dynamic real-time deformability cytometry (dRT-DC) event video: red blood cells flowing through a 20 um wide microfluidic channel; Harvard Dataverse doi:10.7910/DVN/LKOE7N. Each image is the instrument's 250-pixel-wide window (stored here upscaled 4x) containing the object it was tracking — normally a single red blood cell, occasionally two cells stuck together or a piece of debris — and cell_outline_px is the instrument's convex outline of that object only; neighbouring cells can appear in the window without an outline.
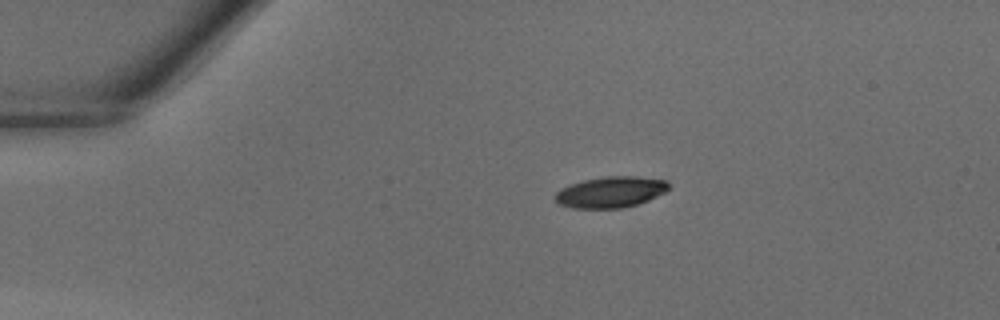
{"species": "common noctule bat (a hibernating species)", "species_latin": "Nyctalus noctula", "temperature_condition": "warm", "stored_images_in_passage": 33, "camera_frame_rate_fps": 3000, "um_per_image_px": 0.085, "animal": {"sex": "male", "body_mass_g": 18.8}, "frame": {"image": 1, "passage_image": 1, "time_ms": 0.0, "image_size_px": [1000, 320], "cell_outline_px": [[668, 188], [664, 192], [648, 200], [636, 204], [620, 208], [572, 208], [560, 204], [552, 196], [560, 188], [584, 180], [604, 176], [636, 176], [668, 180]], "centroid_in_image_um": [51.88, 16.32], "position_along_channel_um": 33.1, "area_um2": 20.46}}
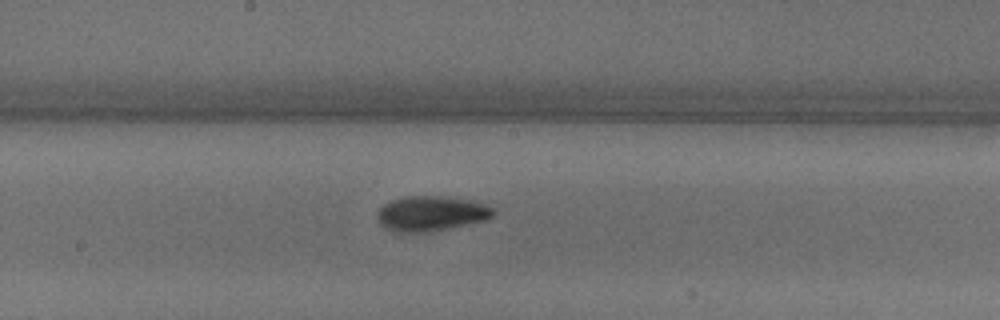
{"frame": {"image": 2, "passage_image": 15, "time_ms": 4.667, "image_size_px": [1000, 320], "cell_outline_px": [[496, 212], [492, 216], [484, 220], [428, 232], [396, 232], [384, 228], [380, 224], [376, 216], [380, 208], [384, 204], [392, 200], [404, 196], [444, 196], [472, 200], [484, 204], [492, 208]], "centroid_in_image_um": [36.61, 18.14], "position_along_channel_um": 211.6, "area_um2": 23.58}}
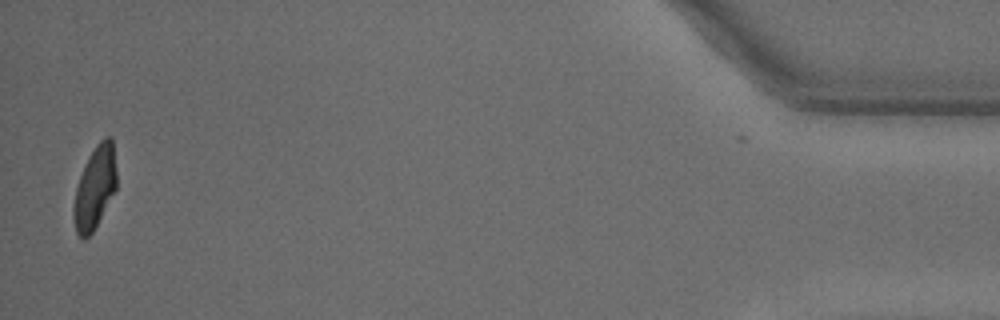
{"frame": {"image": 3, "passage_image": 33, "time_ms": 10.667, "image_size_px": [1000, 320], "cell_outline_px": [[116, 188], [92, 232], [84, 240], [76, 232], [72, 208], [76, 188], [80, 176], [88, 156], [96, 144], [104, 136], [112, 136], [116, 168]], "centroid_in_image_um": [8.06, 15.9], "position_along_channel_um": 427.1, "area_um2": 20.46}}